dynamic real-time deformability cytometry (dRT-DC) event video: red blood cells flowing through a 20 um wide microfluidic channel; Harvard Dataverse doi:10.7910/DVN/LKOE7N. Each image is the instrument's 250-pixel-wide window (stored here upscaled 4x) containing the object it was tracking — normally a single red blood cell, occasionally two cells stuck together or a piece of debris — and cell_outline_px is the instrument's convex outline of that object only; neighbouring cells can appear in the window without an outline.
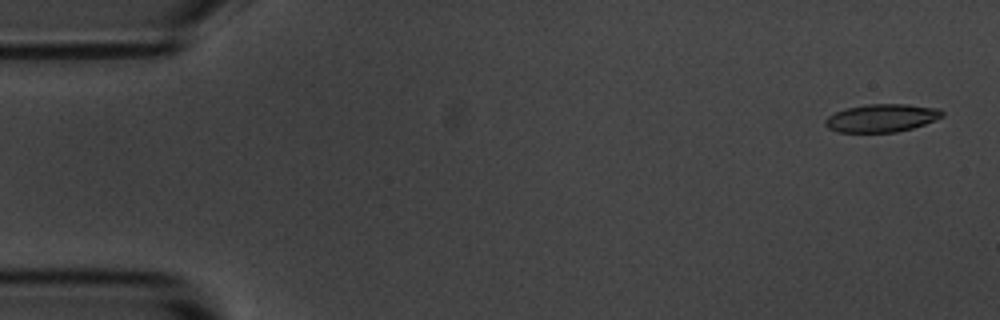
{"species": "common noctule bat (a hibernating species)", "species_latin": "Nyctalus noctula", "temperature_condition": "room temperature", "stored_images_in_passage": 5, "segment_of_instrument_passage": [1, 2], "camera_frame_rate_fps": 3000, "um_per_image_px": 0.085, "animal": {"sex": "male", "body_mass_g": 20.1, "forearm_length_mm": 53.5}, "frame": {"image": 1, "passage_image": 1, "time_ms": 0.0, "image_size_px": [1000, 320], "cell_outline_px": [[944, 116], [936, 120], [912, 128], [896, 132], [836, 132], [828, 128], [824, 124], [824, 120], [828, 116], [844, 108], [868, 104], [908, 104], [940, 108], [944, 112]], "centroid_in_image_um": [74.95, 10.02], "position_along_channel_um": 10.1, "area_um2": 19.25}}